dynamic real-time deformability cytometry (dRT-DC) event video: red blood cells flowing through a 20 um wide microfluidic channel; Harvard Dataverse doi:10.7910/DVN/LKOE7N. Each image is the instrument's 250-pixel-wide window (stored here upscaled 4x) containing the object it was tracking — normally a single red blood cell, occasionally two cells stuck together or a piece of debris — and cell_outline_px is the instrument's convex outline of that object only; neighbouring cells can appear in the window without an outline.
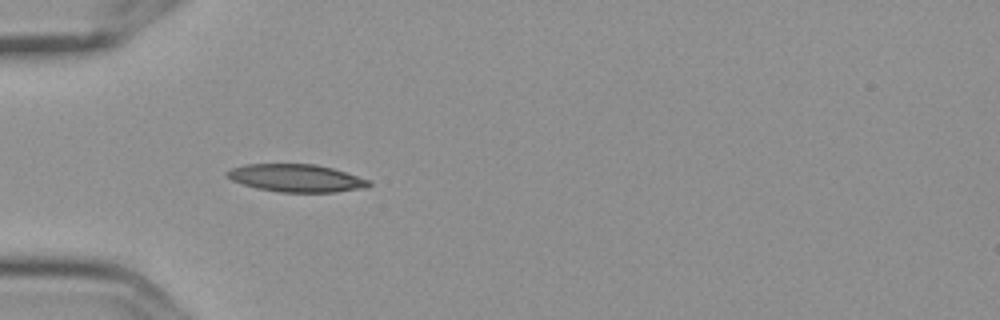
{"species": "Egyptian fruit bat (a non-hibernating species)", "species_latin": "Rousettus aegyptiacus", "temperature_condition": "cold", "stored_images_in_passage": 6, "camera_frame_rate_fps": 3000, "um_per_image_px": 0.085, "frame": {"image": 1, "passage_image": 6, "time_ms": 1.667, "image_size_px": [1000, 320], "cell_outline_px": [[372, 184], [368, 188], [336, 192], [280, 192], [256, 188], [232, 180], [224, 176], [224, 172], [232, 168], [244, 164], [316, 164], [332, 168], [372, 180]], "centroid_in_image_um": [25.21, 15.14], "position_along_channel_um": 59.8, "area_um2": 23.12}}